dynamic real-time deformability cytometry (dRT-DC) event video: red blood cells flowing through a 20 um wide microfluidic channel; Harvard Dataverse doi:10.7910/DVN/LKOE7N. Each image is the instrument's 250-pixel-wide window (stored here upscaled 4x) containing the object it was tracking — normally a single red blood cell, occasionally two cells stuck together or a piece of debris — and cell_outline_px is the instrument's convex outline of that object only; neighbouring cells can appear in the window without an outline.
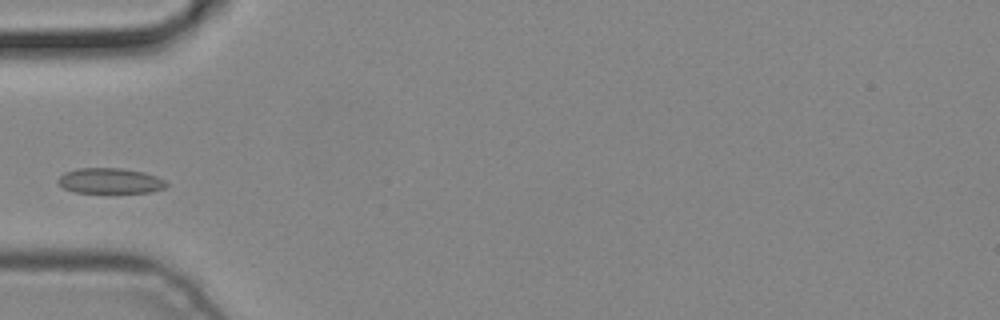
{"species": "common noctule bat (a hibernating species)", "species_latin": "Nyctalus noctula", "temperature_condition": "cold", "stored_images_in_passage": 3, "camera_frame_rate_fps": 3000, "um_per_image_px": 0.085, "animal": {"sex": "male", "body_mass_g": 19.2, "forearm_length_mm": 51.8}, "frame": {"image": 1, "passage_image": 3, "time_ms": 0.667, "image_size_px": [1000, 320], "cell_outline_px": [[168, 184], [164, 188], [148, 192], [76, 192], [64, 188], [56, 180], [64, 172], [76, 168], [120, 168], [144, 172], [156, 176], [164, 180]], "centroid_in_image_um": [9.34, 15.36], "position_along_channel_um": 75.7, "area_um2": 15.9}}